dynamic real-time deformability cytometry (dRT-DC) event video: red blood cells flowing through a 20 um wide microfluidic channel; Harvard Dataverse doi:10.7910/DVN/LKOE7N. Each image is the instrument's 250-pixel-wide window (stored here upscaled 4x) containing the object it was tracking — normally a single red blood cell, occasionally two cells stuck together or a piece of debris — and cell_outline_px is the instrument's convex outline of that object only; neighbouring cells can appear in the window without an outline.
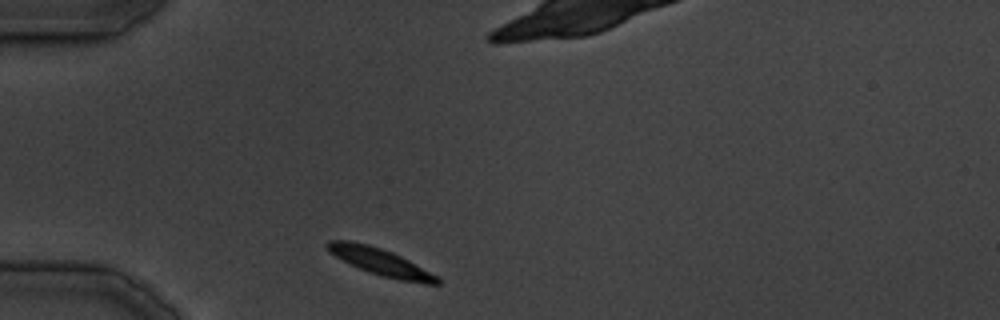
{"species": "common noctule bat (a hibernating species)", "species_latin": "Nyctalus noctula", "temperature_condition": "cold", "stored_images_in_passage": 28, "camera_frame_rate_fps": 3000, "um_per_image_px": 0.085, "animal": {"sex": "male", "body_mass_g": 19.5, "forearm_length_mm": 54.6}, "frame": {"image": 1, "passage_image": 1, "time_ms": 0.0, "image_size_px": [1000, 320], "cell_outline_px": [[440, 284], [428, 284], [400, 280], [384, 276], [360, 268], [328, 252], [324, 244], [328, 240], [352, 240], [368, 244], [392, 252], [440, 276]], "centroid_in_image_um": [32.35, 22.24], "position_along_channel_um": 52.6, "area_um2": 17.11}}